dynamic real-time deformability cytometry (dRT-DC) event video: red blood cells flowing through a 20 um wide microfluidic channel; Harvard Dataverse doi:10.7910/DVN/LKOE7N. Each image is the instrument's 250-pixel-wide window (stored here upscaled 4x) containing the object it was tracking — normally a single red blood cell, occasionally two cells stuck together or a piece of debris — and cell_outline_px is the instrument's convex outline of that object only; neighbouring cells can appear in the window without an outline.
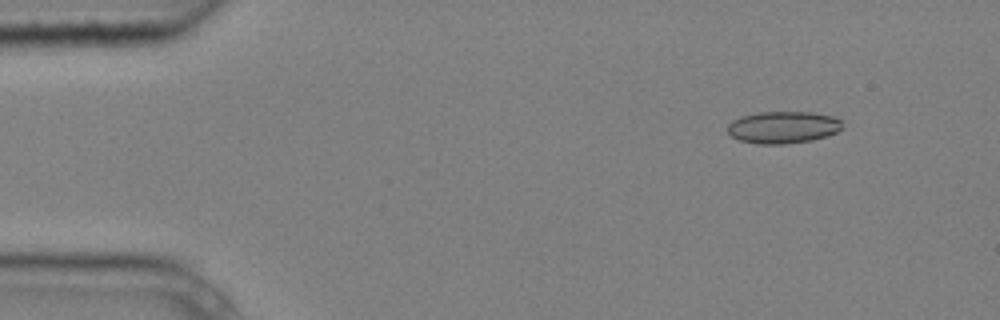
{"species": "common noctule bat (a hibernating species)", "species_latin": "Nyctalus noctula", "temperature_condition": "cold", "stored_images_in_passage": 3, "camera_frame_rate_fps": 3000, "um_per_image_px": 0.085, "animal": {"sex": "male", "body_mass_g": 20.4}, "frame": {"image": 1, "passage_image": 1, "time_ms": 0.0, "image_size_px": [1000, 320], "cell_outline_px": [[840, 128], [836, 132], [828, 136], [812, 140], [784, 144], [756, 144], [740, 140], [732, 136], [728, 132], [728, 124], [732, 120], [740, 116], [760, 112], [812, 112], [832, 116], [840, 120]], "centroid_in_image_um": [66.53, 10.82], "position_along_channel_um": 18.5, "area_um2": 21.39}}